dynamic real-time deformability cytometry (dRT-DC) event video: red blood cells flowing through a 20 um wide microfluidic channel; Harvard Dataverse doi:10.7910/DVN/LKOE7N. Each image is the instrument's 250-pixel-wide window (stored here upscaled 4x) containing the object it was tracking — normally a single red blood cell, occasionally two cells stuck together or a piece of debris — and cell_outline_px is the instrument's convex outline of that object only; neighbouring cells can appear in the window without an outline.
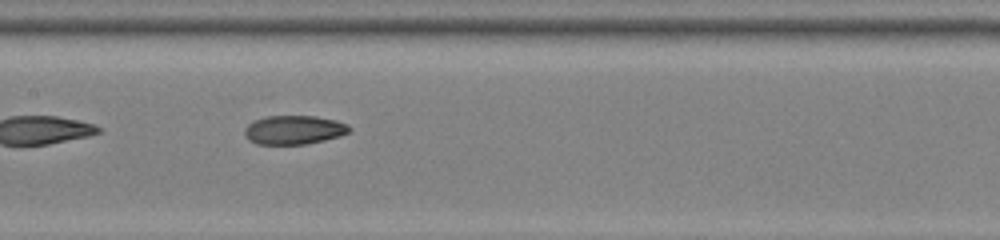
{"species": "common noctule bat (a hibernating species)", "species_latin": "Nyctalus noctula", "temperature_condition": "room temperature", "stored_images_in_passage": 30, "camera_frame_rate_fps": 3000, "um_per_image_px": 0.085, "animal": {"sex": "female", "body_mass_g": 22.0, "forearm_length_mm": 56.7}, "frame": {"image": 1, "passage_image": 9, "time_ms": 2.667, "image_size_px": [1000, 240], "cell_outline_px": [[352, 128], [348, 132], [340, 136], [324, 140], [304, 144], [256, 144], [248, 140], [244, 132], [244, 128], [248, 124], [264, 116], [316, 116], [336, 120], [348, 124]], "centroid_in_image_um": [24.99, 11.03], "position_along_channel_um": 182.4, "area_um2": 17.69}}
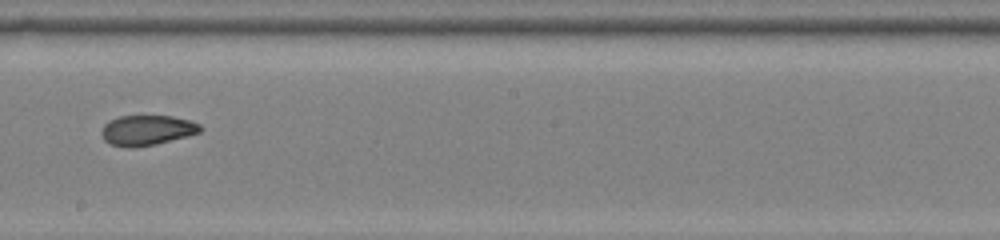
{"frame": {"image": 2, "passage_image": 13, "time_ms": 4.0, "image_size_px": [1000, 240], "cell_outline_px": [[204, 128], [200, 132], [188, 136], [156, 144], [132, 148], [128, 148], [112, 144], [104, 140], [100, 132], [104, 124], [108, 120], [120, 116], [172, 116], [188, 120], [200, 124]], "centroid_in_image_um": [12.49, 11.07], "position_along_channel_um": 235.7, "area_um2": 17.46}}
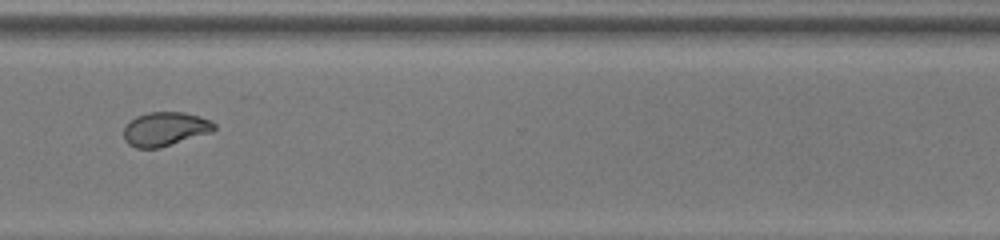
{"frame": {"image": 3, "passage_image": 22, "time_ms": 7.0, "image_size_px": [1000, 240], "cell_outline_px": [[216, 128], [212, 132], [160, 148], [136, 148], [128, 144], [124, 140], [124, 128], [136, 116], [148, 112], [184, 112], [200, 116], [212, 120], [216, 124]], "centroid_in_image_um": [14.07, 10.96], "position_along_channel_um": 356.5, "area_um2": 18.03}, "authors_computed_cell_mechanics": {"area_um2": 18.0336, "velocity_mm_per_s": 4.0136, "shape_relaxation_time_tau1_ms": null, "shape_relaxation_time_tau2_ms": 2.4313, "deformation_change_tau1": null, "deformation_change_tau2": 0.0681}}